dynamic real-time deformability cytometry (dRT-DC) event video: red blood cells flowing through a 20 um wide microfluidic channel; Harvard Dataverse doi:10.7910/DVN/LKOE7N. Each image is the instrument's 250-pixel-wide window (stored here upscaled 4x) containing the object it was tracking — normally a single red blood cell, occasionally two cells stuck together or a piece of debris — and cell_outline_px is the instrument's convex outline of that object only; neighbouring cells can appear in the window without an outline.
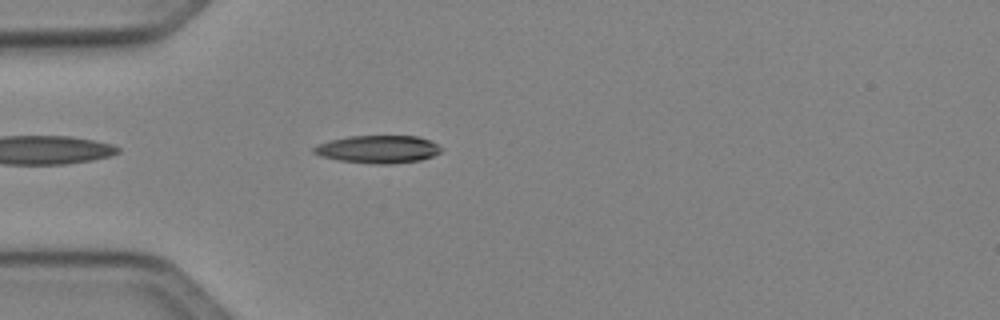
{"species": "Egyptian fruit bat (a non-hibernating species)", "species_latin": "Rousettus aegyptiacus", "temperature_condition": "cold", "stored_images_in_passage": 37, "camera_frame_rate_fps": 3000, "um_per_image_px": 0.085, "animal": {"sex": "female"}, "frame": {"image": 1, "passage_image": 2, "time_ms": 0.333, "image_size_px": [1000, 320], "cell_outline_px": [[444, 148], [440, 152], [432, 156], [420, 160], [392, 164], [372, 164], [340, 160], [324, 156], [312, 152], [312, 148], [320, 144], [332, 140], [352, 136], [416, 136], [432, 140]], "centroid_in_image_um": [32.22, 12.68], "position_along_channel_um": 52.8, "area_um2": 20.46}}
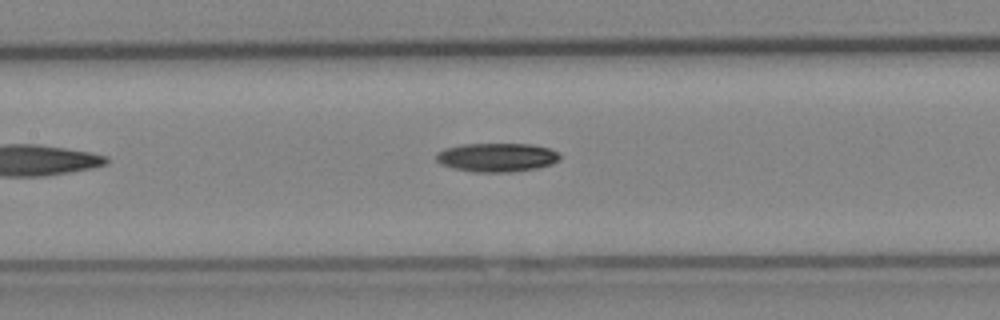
{"frame": {"image": 2, "passage_image": 11, "time_ms": 3.333, "image_size_px": [1000, 320], "cell_outline_px": [[560, 160], [552, 164], [540, 168], [512, 172], [472, 172], [452, 168], [440, 164], [436, 160], [436, 152], [444, 148], [460, 144], [532, 144], [548, 148], [560, 152]], "centroid_in_image_um": [42.23, 13.38], "position_along_channel_um": 165.2, "area_um2": 21.15}}
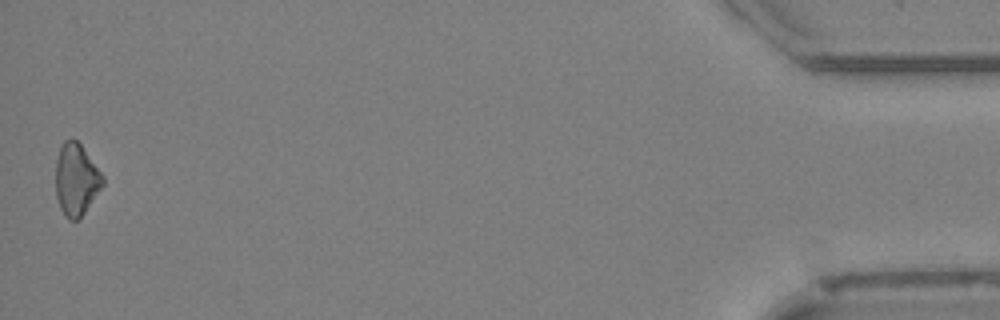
{"frame": {"image": 3, "passage_image": 37, "time_ms": 12.0, "image_size_px": [1000, 320], "cell_outline_px": [[104, 184], [80, 220], [68, 220], [64, 216], [60, 208], [56, 196], [56, 160], [60, 148], [64, 140], [76, 140], [80, 144], [104, 176]], "centroid_in_image_um": [6.48, 15.31], "position_along_channel_um": 428.7, "area_um2": 19.77}, "authors_computed_cell_mechanics": {"area_um2": 20.23, "velocity_mm_per_s": 4.0914, "shape_relaxation_time_tau1_ms": 5.3167, "shape_relaxation_time_tau2_ms": null, "deformation_change_tau1": 0.1128, "deformation_change_tau2": null}}